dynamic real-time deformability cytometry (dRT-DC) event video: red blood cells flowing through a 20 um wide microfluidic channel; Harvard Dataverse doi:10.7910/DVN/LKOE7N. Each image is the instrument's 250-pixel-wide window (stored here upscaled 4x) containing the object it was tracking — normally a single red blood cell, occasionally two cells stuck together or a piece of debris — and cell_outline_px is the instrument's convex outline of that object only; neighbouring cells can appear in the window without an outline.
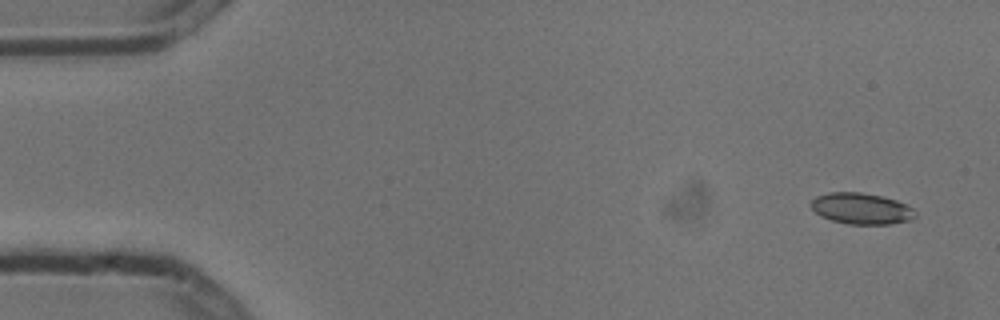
{"species": "common noctule bat (a hibernating species)", "species_latin": "Nyctalus noctula", "temperature_condition": "cold", "stored_images_in_passage": 4, "camera_frame_rate_fps": 3000, "um_per_image_px": 0.085, "animal": {"sex": "male", "body_mass_g": 13.3}, "frame": {"image": 1, "passage_image": 1, "time_ms": 0.0, "image_size_px": [1000, 320], "cell_outline_px": [[916, 216], [908, 220], [892, 224], [848, 224], [832, 220], [820, 216], [808, 204], [816, 196], [828, 192], [860, 192], [884, 196], [896, 200], [912, 208], [916, 212]], "centroid_in_image_um": [73.19, 17.72], "position_along_channel_um": 11.8, "area_um2": 19.02}}